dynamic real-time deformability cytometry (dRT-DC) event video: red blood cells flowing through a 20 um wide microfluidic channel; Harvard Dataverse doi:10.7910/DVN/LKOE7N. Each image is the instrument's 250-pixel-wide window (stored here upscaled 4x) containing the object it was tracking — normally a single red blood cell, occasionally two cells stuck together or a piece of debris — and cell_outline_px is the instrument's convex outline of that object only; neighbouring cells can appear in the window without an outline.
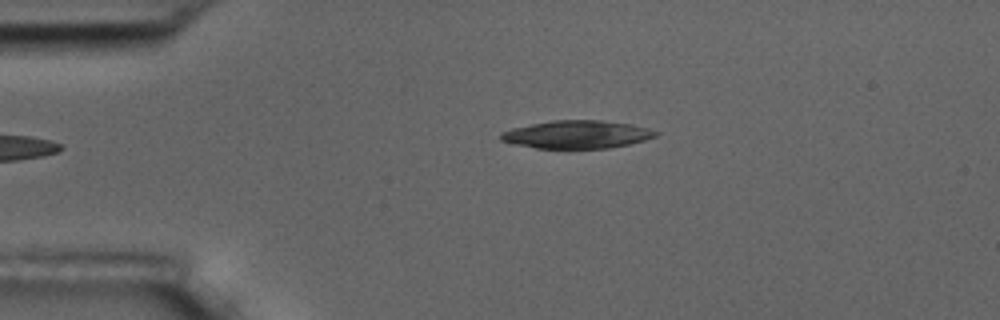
{"species": "common noctule bat (a hibernating species)", "species_latin": "Nyctalus noctula", "temperature_condition": "room temperature", "stored_images_in_passage": 4, "camera_frame_rate_fps": 3000, "um_per_image_px": 0.085, "animal": {"sex": "male", "body_mass_g": 17.5, "forearm_length_mm": 52.3}, "frame": {"image": 1, "passage_image": 4, "time_ms": 3.667, "image_size_px": [1000, 320], "cell_outline_px": [[660, 132], [656, 136], [644, 140], [628, 144], [608, 148], [536, 148], [516, 144], [500, 140], [500, 132], [512, 128], [552, 120], [604, 120], [632, 124], [648, 128]], "centroid_in_image_um": [49.05, 11.42], "position_along_channel_um": 35.9, "area_um2": 25.14}}